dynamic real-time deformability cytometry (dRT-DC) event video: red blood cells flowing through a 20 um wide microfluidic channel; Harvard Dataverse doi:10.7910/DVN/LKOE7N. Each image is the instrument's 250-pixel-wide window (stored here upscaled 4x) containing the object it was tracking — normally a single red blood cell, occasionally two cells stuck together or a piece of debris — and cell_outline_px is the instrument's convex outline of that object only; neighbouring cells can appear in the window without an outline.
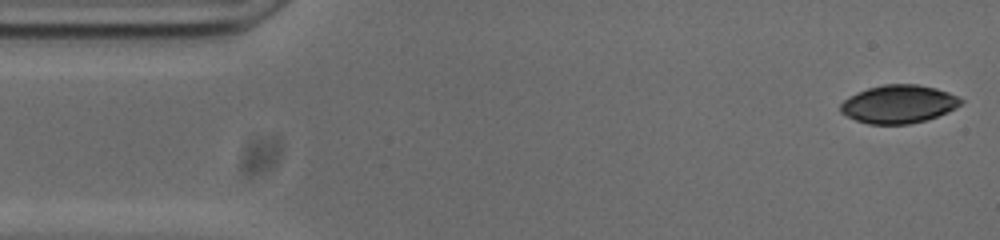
{"species": "common noctule bat (a hibernating species)", "species_latin": "Nyctalus noctula", "temperature_condition": "cold", "stored_images_in_passage": 53, "camera_frame_rate_fps": 3000, "um_per_image_px": 0.085, "animal": {"sex": "male", "body_mass_g": 20.0, "forearm_length_mm": 53.3}, "frame": {"image": 1, "passage_image": 1, "time_ms": 0.0, "image_size_px": [1000, 240], "cell_outline_px": [[964, 100], [956, 108], [948, 112], [928, 120], [908, 124], [868, 124], [856, 120], [840, 112], [840, 104], [848, 96], [856, 92], [868, 88], [884, 84], [916, 84], [936, 88], [948, 92]], "centroid_in_image_um": [76.38, 8.85], "position_along_channel_um": 8.6, "area_um2": 26.88}}
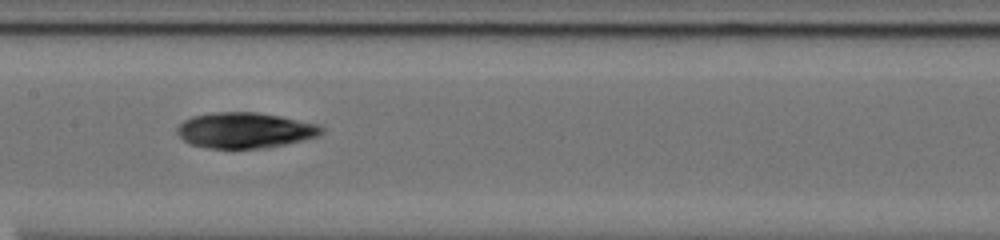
{"frame": {"image": 2, "passage_image": 24, "time_ms": 7.667, "image_size_px": [1000, 240], "cell_outline_px": [[324, 132], [316, 136], [304, 140], [268, 148], [208, 148], [192, 144], [184, 140], [176, 132], [176, 128], [184, 120], [192, 116], [212, 112], [256, 112], [280, 116], [320, 124], [324, 128]], "centroid_in_image_um": [20.84, 11.07], "position_along_channel_um": 186.6, "area_um2": 30.11}}
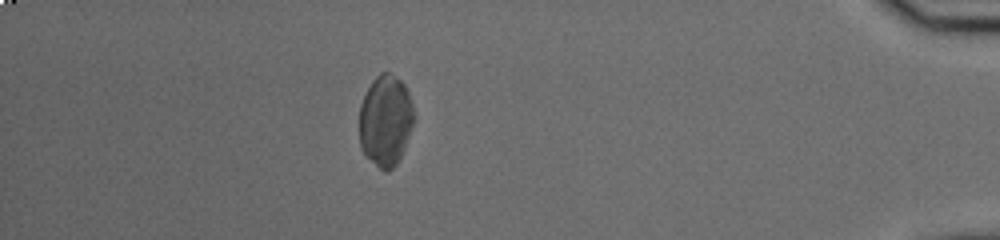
{"frame": {"image": 3, "passage_image": 46, "time_ms": 15.0, "image_size_px": [1000, 240], "cell_outline_px": [[416, 120], [404, 148], [396, 164], [388, 172], [384, 172], [360, 148], [360, 104], [372, 80], [380, 72], [388, 72], [400, 80], [404, 84], [408, 92], [416, 116]], "centroid_in_image_um": [32.79, 10.23], "position_along_channel_um": 402.4, "area_um2": 29.02}, "authors_computed_cell_mechanics": {"area_um2": 29.3046, "velocity_mm_per_s": 3.7246, "shape_relaxation_time_tau1_ms": null, "shape_relaxation_time_tau2_ms": 3.5591, "deformation_change_tau1": null, "deformation_change_tau2": 0.078}}